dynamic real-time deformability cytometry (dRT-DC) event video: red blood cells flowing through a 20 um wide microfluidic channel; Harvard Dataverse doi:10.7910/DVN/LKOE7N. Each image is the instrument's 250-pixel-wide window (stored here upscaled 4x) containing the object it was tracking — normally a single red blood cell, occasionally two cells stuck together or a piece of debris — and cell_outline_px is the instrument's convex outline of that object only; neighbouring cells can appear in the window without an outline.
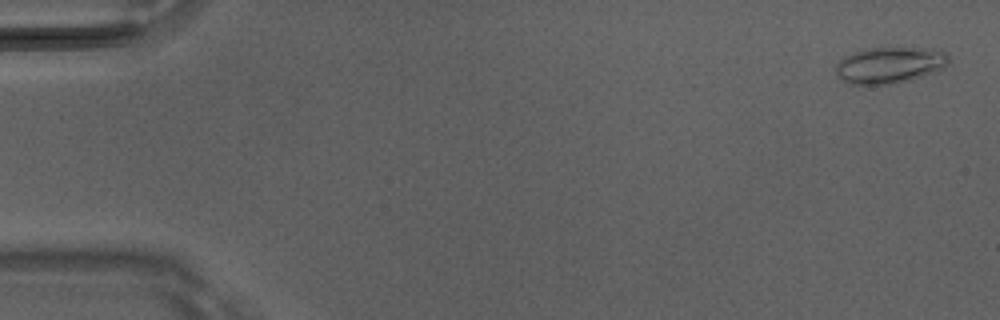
{"species": "Egyptian fruit bat (a non-hibernating species)", "species_latin": "Rousettus aegyptiacus", "temperature_condition": "room temperature", "stored_images_in_passage": 44, "camera_frame_rate_fps": 3000, "um_per_image_px": 0.085, "animal": {"sex": "male"}, "frame": {"image": 1, "passage_image": 2, "time_ms": 0.333, "image_size_px": [1000, 320], "cell_outline_px": [[948, 64], [944, 68], [912, 80], [892, 84], [848, 84], [836, 76], [836, 64], [844, 56], [856, 52], [872, 48], [924, 48], [944, 52], [948, 56]], "centroid_in_image_um": [75.6, 5.55], "position_along_channel_um": 9.4, "area_um2": 23.76}}
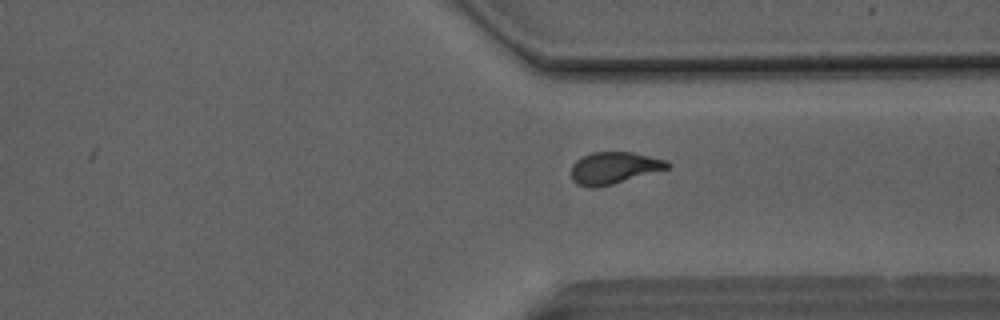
{"frame": {"image": 2, "passage_image": 38, "time_ms": 12.333, "image_size_px": [1000, 320], "cell_outline_px": [[672, 164], [668, 168], [612, 184], [596, 188], [588, 188], [576, 184], [572, 180], [572, 164], [576, 160], [592, 152], [632, 152], [668, 160]], "centroid_in_image_um": [52.18, 14.27], "position_along_channel_um": 359.2, "area_um2": 17.86}}
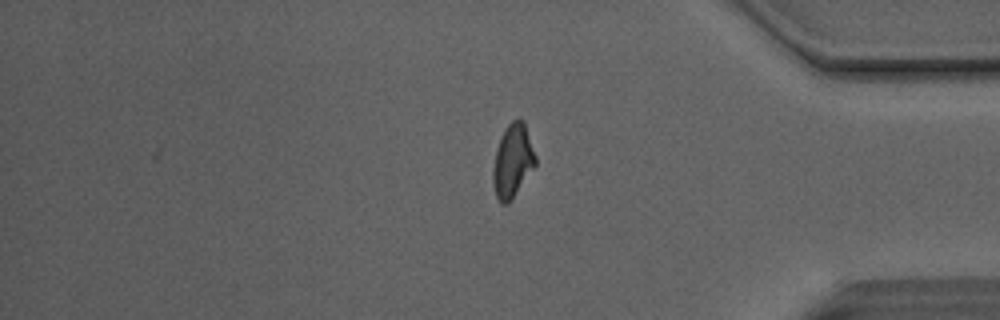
{"frame": {"image": 3, "passage_image": 42, "time_ms": 13.667, "image_size_px": [1000, 320], "cell_outline_px": [[536, 164], [508, 204], [500, 204], [496, 196], [492, 180], [492, 168], [496, 148], [504, 128], [512, 120], [524, 120], [536, 156]], "centroid_in_image_um": [43.56, 13.67], "position_along_channel_um": 391.6, "area_um2": 18.15}, "authors_computed_cell_mechanics": {"area_um2": 18.3226, "velocity_mm_per_s": 4.1248, "shape_relaxation_time_tau1_ms": 8.8554, "shape_relaxation_time_tau2_ms": 1.9249, "deformation_change_tau1": 0.242, "deformation_change_tau2": 0.0898}}